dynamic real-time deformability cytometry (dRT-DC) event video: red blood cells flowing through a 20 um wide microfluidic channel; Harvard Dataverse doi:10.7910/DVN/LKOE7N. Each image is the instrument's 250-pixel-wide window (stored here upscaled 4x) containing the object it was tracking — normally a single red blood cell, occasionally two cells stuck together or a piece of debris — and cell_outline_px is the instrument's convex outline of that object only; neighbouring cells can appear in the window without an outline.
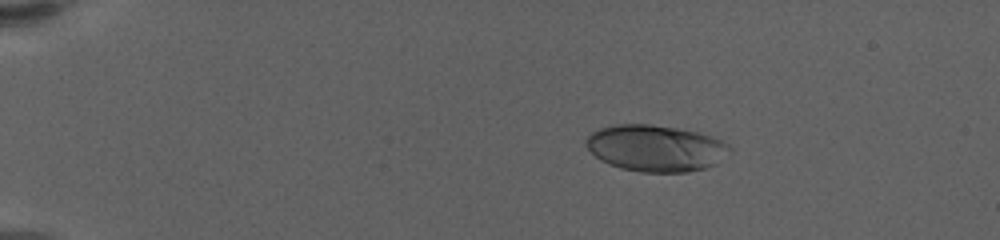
{"species": "human", "species_latin": "Homo sapiens", "temperature_condition": "warm", "stored_images_in_passage": 57, "camera_frame_rate_fps": 3000, "um_per_image_px": 0.085, "donor": {"sex": "female"}, "frame": {"image": 1, "passage_image": 7, "time_ms": 2.0, "image_size_px": [1000, 240], "cell_outline_px": [[732, 152], [716, 164], [704, 168], [688, 172], [640, 172], [620, 168], [608, 164], [600, 160], [584, 144], [584, 140], [592, 132], [600, 128], [616, 124], [652, 124], [676, 128], [696, 132], [712, 136], [728, 144], [732, 148]], "centroid_in_image_um": [55.74, 12.6], "position_along_channel_um": 29.3, "area_um2": 39.13}}
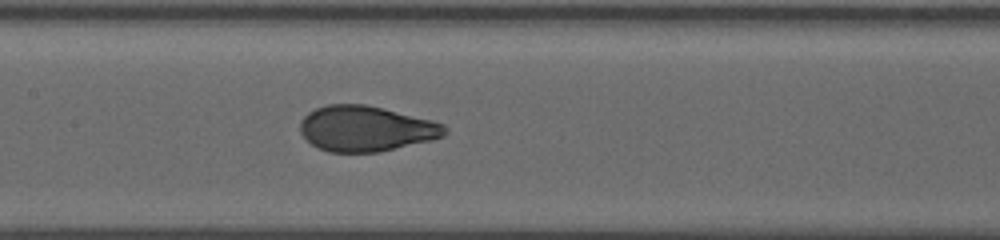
{"frame": {"image": 2, "passage_image": 28, "time_ms": 9.0, "image_size_px": [1000, 240], "cell_outline_px": [[448, 132], [444, 136], [432, 140], [380, 152], [328, 152], [312, 144], [300, 132], [300, 120], [308, 112], [316, 108], [328, 104], [364, 104], [432, 120], [444, 124], [448, 128]], "centroid_in_image_um": [31.12, 10.94], "position_along_channel_um": 176.3, "area_um2": 38.32}}
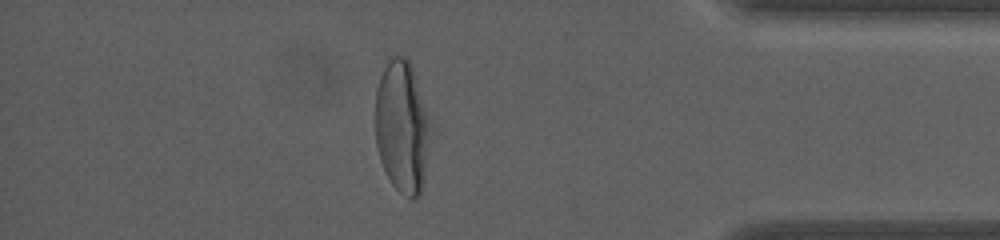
{"frame": {"image": 3, "passage_image": 50, "time_ms": 16.333, "image_size_px": [1000, 240], "cell_outline_px": [[436, 132], [420, 196], [416, 200], [412, 200], [400, 192], [392, 184], [384, 172], [380, 160], [376, 144], [376, 88], [380, 76], [384, 68], [392, 56], [404, 56], [412, 64]], "centroid_in_image_um": [34.27, 10.83], "position_along_channel_um": 400.9, "area_um2": 44.45}, "authors_computed_cell_mechanics": {"area_um2": 38.8416, "velocity_mm_per_s": 3.4141, "shape_relaxation_time_tau1_ms": 5.7215, "shape_relaxation_time_tau2_ms": null, "deformation_change_tau1": 0.2337, "deformation_change_tau2": null}}